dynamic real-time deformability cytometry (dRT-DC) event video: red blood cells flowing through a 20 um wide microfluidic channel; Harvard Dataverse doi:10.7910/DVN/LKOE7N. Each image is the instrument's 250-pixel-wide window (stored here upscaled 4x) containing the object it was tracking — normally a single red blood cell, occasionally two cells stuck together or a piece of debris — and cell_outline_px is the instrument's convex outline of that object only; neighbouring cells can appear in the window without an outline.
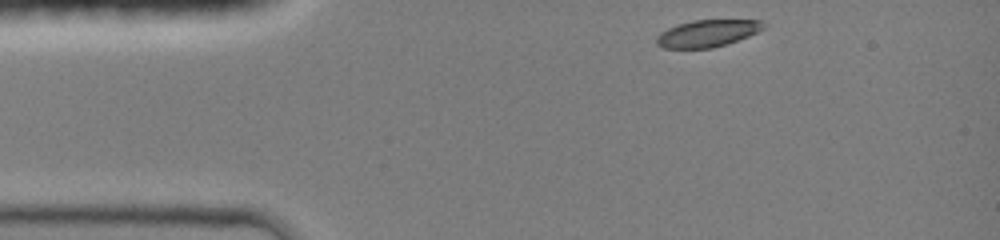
{"species": "common noctule bat (a hibernating species)", "species_latin": "Nyctalus noctula", "temperature_condition": "room temperature", "stored_images_in_passage": 3, "camera_frame_rate_fps": 3000, "um_per_image_px": 0.085, "animal": {"sex": "female", "body_mass_g": 19.0, "forearm_length_mm": 51.5}, "frame": {"image": 1, "passage_image": 1, "time_ms": 0.0, "image_size_px": [1000, 240], "cell_outline_px": [[768, 24], [764, 28], [748, 36], [728, 44], [712, 48], [664, 48], [656, 44], [656, 36], [660, 32], [676, 24], [692, 20], [764, 20]], "centroid_in_image_um": [60.13, 2.83], "position_along_channel_um": 24.9, "area_um2": 17.05}}